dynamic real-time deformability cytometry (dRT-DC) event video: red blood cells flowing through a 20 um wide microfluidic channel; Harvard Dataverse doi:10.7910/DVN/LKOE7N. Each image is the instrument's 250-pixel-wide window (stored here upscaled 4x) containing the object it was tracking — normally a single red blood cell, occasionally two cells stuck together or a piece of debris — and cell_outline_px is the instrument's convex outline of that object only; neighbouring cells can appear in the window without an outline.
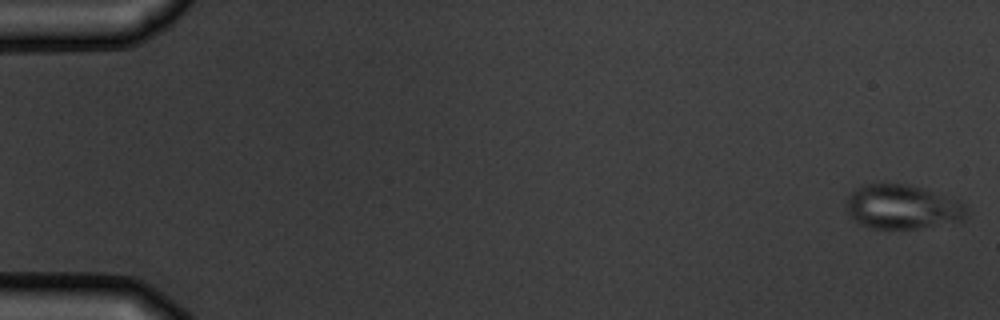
{"species": "common noctule bat (a hibernating species)", "species_latin": "Nyctalus noctula", "temperature_condition": "warm", "stored_images_in_passage": 5, "camera_frame_rate_fps": 3000, "um_per_image_px": 0.085, "animal": {"sex": "male", "body_mass_g": 19.5, "forearm_length_mm": 54.6}, "frame": {"image": 1, "passage_image": 1, "time_ms": 0.0, "image_size_px": [1000, 320], "cell_outline_px": [[968, 216], [964, 220], [920, 228], [872, 228], [856, 220], [848, 212], [848, 196], [860, 184], [872, 180], [908, 184], [960, 200], [964, 204], [968, 212]], "centroid_in_image_um": [76.72, 17.53], "position_along_channel_um": 8.3, "area_um2": 31.39}}